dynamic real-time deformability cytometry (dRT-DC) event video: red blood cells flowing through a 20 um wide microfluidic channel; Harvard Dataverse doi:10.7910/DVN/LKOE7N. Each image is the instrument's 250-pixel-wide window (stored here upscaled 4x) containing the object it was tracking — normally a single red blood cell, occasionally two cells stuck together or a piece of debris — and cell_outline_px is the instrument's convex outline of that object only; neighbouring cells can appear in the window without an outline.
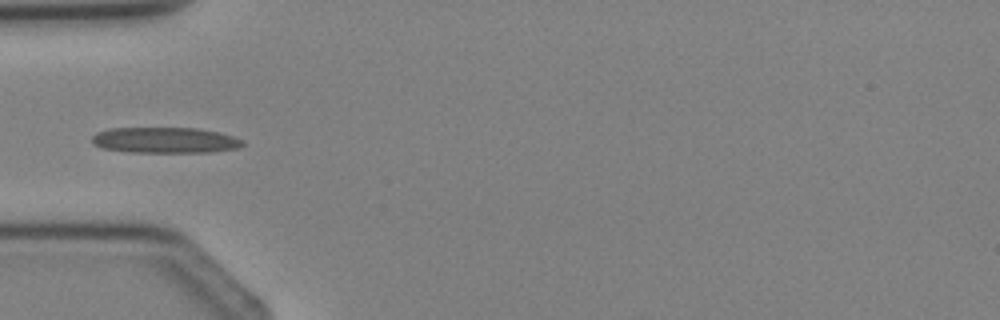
{"species": "Egyptian fruit bat (a non-hibernating species)", "species_latin": "Rousettus aegyptiacus", "temperature_condition": "cold", "stored_images_in_passage": 4, "camera_frame_rate_fps": 3000, "um_per_image_px": 0.085, "animal": {"sex": "female"}, "frame": {"image": 1, "passage_image": 4, "time_ms": 3.333, "image_size_px": [1000, 320], "cell_outline_px": [[244, 144], [240, 148], [212, 152], [132, 152], [100, 148], [92, 144], [92, 136], [96, 132], [108, 128], [196, 128], [220, 132], [244, 140]], "centroid_in_image_um": [14.02, 11.91], "position_along_channel_um": 71.0, "area_um2": 22.89}}